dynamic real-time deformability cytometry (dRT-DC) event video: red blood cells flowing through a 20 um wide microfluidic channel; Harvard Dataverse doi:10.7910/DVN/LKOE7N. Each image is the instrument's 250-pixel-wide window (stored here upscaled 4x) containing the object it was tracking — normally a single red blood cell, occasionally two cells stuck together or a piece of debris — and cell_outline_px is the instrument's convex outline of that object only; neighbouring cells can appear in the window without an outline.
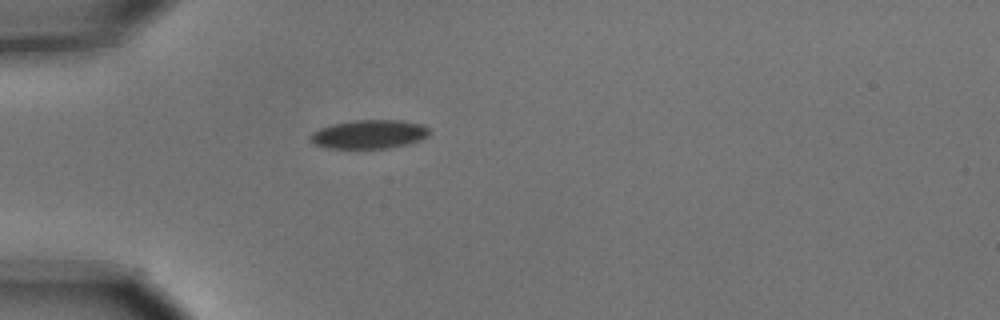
{"species": "common noctule bat (a hibernating species)", "species_latin": "Nyctalus noctula", "temperature_condition": "cold", "stored_images_in_passage": 2, "camera_frame_rate_fps": 3000, "um_per_image_px": 0.085, "animal": {"sex": "male", "body_mass_g": 15.6}, "frame": {"image": 1, "passage_image": 1, "time_ms": 0.0, "image_size_px": [1000, 320], "cell_outline_px": [[428, 136], [420, 140], [388, 148], [328, 148], [316, 144], [308, 140], [308, 136], [312, 132], [320, 128], [332, 124], [356, 120], [404, 120], [424, 124], [428, 128]], "centroid_in_image_um": [31.36, 11.4], "position_along_channel_um": 53.6, "area_um2": 19.94}}